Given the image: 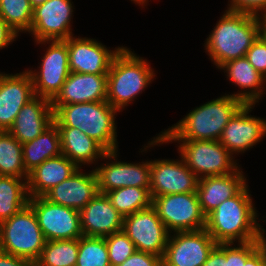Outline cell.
I'll return each instance as SVG.
<instances>
[{
    "instance_id": "cell-22",
    "label": "cell",
    "mask_w": 266,
    "mask_h": 266,
    "mask_svg": "<svg viewBox=\"0 0 266 266\" xmlns=\"http://www.w3.org/2000/svg\"><path fill=\"white\" fill-rule=\"evenodd\" d=\"M54 121V111L49 99L34 96L16 116L8 130L20 143L32 141Z\"/></svg>"
},
{
    "instance_id": "cell-14",
    "label": "cell",
    "mask_w": 266,
    "mask_h": 266,
    "mask_svg": "<svg viewBox=\"0 0 266 266\" xmlns=\"http://www.w3.org/2000/svg\"><path fill=\"white\" fill-rule=\"evenodd\" d=\"M71 0H47L33 9L29 34L35 42L43 40H66L73 36L70 28L74 5Z\"/></svg>"
},
{
    "instance_id": "cell-20",
    "label": "cell",
    "mask_w": 266,
    "mask_h": 266,
    "mask_svg": "<svg viewBox=\"0 0 266 266\" xmlns=\"http://www.w3.org/2000/svg\"><path fill=\"white\" fill-rule=\"evenodd\" d=\"M107 99V74L70 72L61 91L51 101L55 111L60 105L101 102Z\"/></svg>"
},
{
    "instance_id": "cell-26",
    "label": "cell",
    "mask_w": 266,
    "mask_h": 266,
    "mask_svg": "<svg viewBox=\"0 0 266 266\" xmlns=\"http://www.w3.org/2000/svg\"><path fill=\"white\" fill-rule=\"evenodd\" d=\"M60 134L62 154L78 168L92 165L102 159L107 151L94 139L76 127H57Z\"/></svg>"
},
{
    "instance_id": "cell-27",
    "label": "cell",
    "mask_w": 266,
    "mask_h": 266,
    "mask_svg": "<svg viewBox=\"0 0 266 266\" xmlns=\"http://www.w3.org/2000/svg\"><path fill=\"white\" fill-rule=\"evenodd\" d=\"M22 154L23 164L28 173L45 160L61 155L60 134L57 125L53 122L35 139L22 144Z\"/></svg>"
},
{
    "instance_id": "cell-16",
    "label": "cell",
    "mask_w": 266,
    "mask_h": 266,
    "mask_svg": "<svg viewBox=\"0 0 266 266\" xmlns=\"http://www.w3.org/2000/svg\"><path fill=\"white\" fill-rule=\"evenodd\" d=\"M68 49L70 72L85 74H108L114 56L123 47L109 50L101 42L88 37H69Z\"/></svg>"
},
{
    "instance_id": "cell-19",
    "label": "cell",
    "mask_w": 266,
    "mask_h": 266,
    "mask_svg": "<svg viewBox=\"0 0 266 266\" xmlns=\"http://www.w3.org/2000/svg\"><path fill=\"white\" fill-rule=\"evenodd\" d=\"M83 236L106 237L122 231L123 216L106 194L99 193L79 211Z\"/></svg>"
},
{
    "instance_id": "cell-31",
    "label": "cell",
    "mask_w": 266,
    "mask_h": 266,
    "mask_svg": "<svg viewBox=\"0 0 266 266\" xmlns=\"http://www.w3.org/2000/svg\"><path fill=\"white\" fill-rule=\"evenodd\" d=\"M106 195L123 217L152 205L150 189L127 186L111 190Z\"/></svg>"
},
{
    "instance_id": "cell-37",
    "label": "cell",
    "mask_w": 266,
    "mask_h": 266,
    "mask_svg": "<svg viewBox=\"0 0 266 266\" xmlns=\"http://www.w3.org/2000/svg\"><path fill=\"white\" fill-rule=\"evenodd\" d=\"M229 3L227 7L229 11L247 13L258 17L266 16V0H229Z\"/></svg>"
},
{
    "instance_id": "cell-36",
    "label": "cell",
    "mask_w": 266,
    "mask_h": 266,
    "mask_svg": "<svg viewBox=\"0 0 266 266\" xmlns=\"http://www.w3.org/2000/svg\"><path fill=\"white\" fill-rule=\"evenodd\" d=\"M247 60L266 79V38L261 33L246 52Z\"/></svg>"
},
{
    "instance_id": "cell-1",
    "label": "cell",
    "mask_w": 266,
    "mask_h": 266,
    "mask_svg": "<svg viewBox=\"0 0 266 266\" xmlns=\"http://www.w3.org/2000/svg\"><path fill=\"white\" fill-rule=\"evenodd\" d=\"M244 103L231 94H226L194 108L179 122L148 141L143 152L155 145L174 141L214 140L219 141L225 126ZM147 147V148H146Z\"/></svg>"
},
{
    "instance_id": "cell-21",
    "label": "cell",
    "mask_w": 266,
    "mask_h": 266,
    "mask_svg": "<svg viewBox=\"0 0 266 266\" xmlns=\"http://www.w3.org/2000/svg\"><path fill=\"white\" fill-rule=\"evenodd\" d=\"M81 169L51 188L44 197L54 204L81 211L99 192L95 170L83 173Z\"/></svg>"
},
{
    "instance_id": "cell-44",
    "label": "cell",
    "mask_w": 266,
    "mask_h": 266,
    "mask_svg": "<svg viewBox=\"0 0 266 266\" xmlns=\"http://www.w3.org/2000/svg\"><path fill=\"white\" fill-rule=\"evenodd\" d=\"M45 1L47 0H30V4L32 6V8H36L37 6L42 5Z\"/></svg>"
},
{
    "instance_id": "cell-28",
    "label": "cell",
    "mask_w": 266,
    "mask_h": 266,
    "mask_svg": "<svg viewBox=\"0 0 266 266\" xmlns=\"http://www.w3.org/2000/svg\"><path fill=\"white\" fill-rule=\"evenodd\" d=\"M28 201L27 179L0 176V223L23 209Z\"/></svg>"
},
{
    "instance_id": "cell-43",
    "label": "cell",
    "mask_w": 266,
    "mask_h": 266,
    "mask_svg": "<svg viewBox=\"0 0 266 266\" xmlns=\"http://www.w3.org/2000/svg\"><path fill=\"white\" fill-rule=\"evenodd\" d=\"M264 260L261 253L256 249L246 260L244 266H263Z\"/></svg>"
},
{
    "instance_id": "cell-38",
    "label": "cell",
    "mask_w": 266,
    "mask_h": 266,
    "mask_svg": "<svg viewBox=\"0 0 266 266\" xmlns=\"http://www.w3.org/2000/svg\"><path fill=\"white\" fill-rule=\"evenodd\" d=\"M118 266H163V264L162 257L137 250L124 263Z\"/></svg>"
},
{
    "instance_id": "cell-3",
    "label": "cell",
    "mask_w": 266,
    "mask_h": 266,
    "mask_svg": "<svg viewBox=\"0 0 266 266\" xmlns=\"http://www.w3.org/2000/svg\"><path fill=\"white\" fill-rule=\"evenodd\" d=\"M248 184L206 216L205 229L219 243H245L255 240L258 211Z\"/></svg>"
},
{
    "instance_id": "cell-15",
    "label": "cell",
    "mask_w": 266,
    "mask_h": 266,
    "mask_svg": "<svg viewBox=\"0 0 266 266\" xmlns=\"http://www.w3.org/2000/svg\"><path fill=\"white\" fill-rule=\"evenodd\" d=\"M151 160V197L196 192L199 178L186 165L184 159Z\"/></svg>"
},
{
    "instance_id": "cell-7",
    "label": "cell",
    "mask_w": 266,
    "mask_h": 266,
    "mask_svg": "<svg viewBox=\"0 0 266 266\" xmlns=\"http://www.w3.org/2000/svg\"><path fill=\"white\" fill-rule=\"evenodd\" d=\"M179 143L178 153L186 165L199 178L228 175L240 165L234 156L219 141L193 140L175 141Z\"/></svg>"
},
{
    "instance_id": "cell-10",
    "label": "cell",
    "mask_w": 266,
    "mask_h": 266,
    "mask_svg": "<svg viewBox=\"0 0 266 266\" xmlns=\"http://www.w3.org/2000/svg\"><path fill=\"white\" fill-rule=\"evenodd\" d=\"M40 229L47 241L79 239L83 236L78 210L54 204L44 196L29 197Z\"/></svg>"
},
{
    "instance_id": "cell-40",
    "label": "cell",
    "mask_w": 266,
    "mask_h": 266,
    "mask_svg": "<svg viewBox=\"0 0 266 266\" xmlns=\"http://www.w3.org/2000/svg\"><path fill=\"white\" fill-rule=\"evenodd\" d=\"M19 35L0 17V50L8 47Z\"/></svg>"
},
{
    "instance_id": "cell-17",
    "label": "cell",
    "mask_w": 266,
    "mask_h": 266,
    "mask_svg": "<svg viewBox=\"0 0 266 266\" xmlns=\"http://www.w3.org/2000/svg\"><path fill=\"white\" fill-rule=\"evenodd\" d=\"M255 104H244L225 126L219 142L233 155L244 153L266 136V120L249 115Z\"/></svg>"
},
{
    "instance_id": "cell-18",
    "label": "cell",
    "mask_w": 266,
    "mask_h": 266,
    "mask_svg": "<svg viewBox=\"0 0 266 266\" xmlns=\"http://www.w3.org/2000/svg\"><path fill=\"white\" fill-rule=\"evenodd\" d=\"M35 96L30 73H0V131H8L21 108Z\"/></svg>"
},
{
    "instance_id": "cell-5",
    "label": "cell",
    "mask_w": 266,
    "mask_h": 266,
    "mask_svg": "<svg viewBox=\"0 0 266 266\" xmlns=\"http://www.w3.org/2000/svg\"><path fill=\"white\" fill-rule=\"evenodd\" d=\"M154 72L146 59L122 47L107 74L106 101L119 112L123 111L154 80Z\"/></svg>"
},
{
    "instance_id": "cell-8",
    "label": "cell",
    "mask_w": 266,
    "mask_h": 266,
    "mask_svg": "<svg viewBox=\"0 0 266 266\" xmlns=\"http://www.w3.org/2000/svg\"><path fill=\"white\" fill-rule=\"evenodd\" d=\"M152 206L169 233L205 229L206 216L196 192L156 196Z\"/></svg>"
},
{
    "instance_id": "cell-46",
    "label": "cell",
    "mask_w": 266,
    "mask_h": 266,
    "mask_svg": "<svg viewBox=\"0 0 266 266\" xmlns=\"http://www.w3.org/2000/svg\"><path fill=\"white\" fill-rule=\"evenodd\" d=\"M131 1L138 4L139 6L141 5L142 8L144 7L143 5H145L146 2H149L148 0H131Z\"/></svg>"
},
{
    "instance_id": "cell-42",
    "label": "cell",
    "mask_w": 266,
    "mask_h": 266,
    "mask_svg": "<svg viewBox=\"0 0 266 266\" xmlns=\"http://www.w3.org/2000/svg\"><path fill=\"white\" fill-rule=\"evenodd\" d=\"M265 229L263 226L259 223L257 228V233L255 235V243L257 250L261 253L263 260H266V234Z\"/></svg>"
},
{
    "instance_id": "cell-33",
    "label": "cell",
    "mask_w": 266,
    "mask_h": 266,
    "mask_svg": "<svg viewBox=\"0 0 266 266\" xmlns=\"http://www.w3.org/2000/svg\"><path fill=\"white\" fill-rule=\"evenodd\" d=\"M76 266H110L105 238L80 237Z\"/></svg>"
},
{
    "instance_id": "cell-13",
    "label": "cell",
    "mask_w": 266,
    "mask_h": 266,
    "mask_svg": "<svg viewBox=\"0 0 266 266\" xmlns=\"http://www.w3.org/2000/svg\"><path fill=\"white\" fill-rule=\"evenodd\" d=\"M217 243L206 229L169 234L163 266H202Z\"/></svg>"
},
{
    "instance_id": "cell-2",
    "label": "cell",
    "mask_w": 266,
    "mask_h": 266,
    "mask_svg": "<svg viewBox=\"0 0 266 266\" xmlns=\"http://www.w3.org/2000/svg\"><path fill=\"white\" fill-rule=\"evenodd\" d=\"M262 33V18L225 10L204 43L211 62L219 68L228 61L246 56Z\"/></svg>"
},
{
    "instance_id": "cell-12",
    "label": "cell",
    "mask_w": 266,
    "mask_h": 266,
    "mask_svg": "<svg viewBox=\"0 0 266 266\" xmlns=\"http://www.w3.org/2000/svg\"><path fill=\"white\" fill-rule=\"evenodd\" d=\"M118 150L107 152L102 159L105 161L95 167V173L98 179L99 193L106 194L111 190L122 187H139L150 189V170L151 161H142L141 163H127L118 161ZM114 160V161H112Z\"/></svg>"
},
{
    "instance_id": "cell-24",
    "label": "cell",
    "mask_w": 266,
    "mask_h": 266,
    "mask_svg": "<svg viewBox=\"0 0 266 266\" xmlns=\"http://www.w3.org/2000/svg\"><path fill=\"white\" fill-rule=\"evenodd\" d=\"M218 69L227 73V79L241 88L232 94L244 104H257L266 91V79L250 64L246 57H241L222 64ZM243 89V91H242ZM246 89V90H245Z\"/></svg>"
},
{
    "instance_id": "cell-25",
    "label": "cell",
    "mask_w": 266,
    "mask_h": 266,
    "mask_svg": "<svg viewBox=\"0 0 266 266\" xmlns=\"http://www.w3.org/2000/svg\"><path fill=\"white\" fill-rule=\"evenodd\" d=\"M78 167L65 155L45 160L28 174L29 197L44 196L51 188L68 179Z\"/></svg>"
},
{
    "instance_id": "cell-6",
    "label": "cell",
    "mask_w": 266,
    "mask_h": 266,
    "mask_svg": "<svg viewBox=\"0 0 266 266\" xmlns=\"http://www.w3.org/2000/svg\"><path fill=\"white\" fill-rule=\"evenodd\" d=\"M33 208L27 204L0 223V251L36 262L46 244Z\"/></svg>"
},
{
    "instance_id": "cell-32",
    "label": "cell",
    "mask_w": 266,
    "mask_h": 266,
    "mask_svg": "<svg viewBox=\"0 0 266 266\" xmlns=\"http://www.w3.org/2000/svg\"><path fill=\"white\" fill-rule=\"evenodd\" d=\"M0 17L18 35L29 33L33 19L30 0H0Z\"/></svg>"
},
{
    "instance_id": "cell-34",
    "label": "cell",
    "mask_w": 266,
    "mask_h": 266,
    "mask_svg": "<svg viewBox=\"0 0 266 266\" xmlns=\"http://www.w3.org/2000/svg\"><path fill=\"white\" fill-rule=\"evenodd\" d=\"M104 238L108 247L110 266H118L124 263L135 251H137L135 245L123 230Z\"/></svg>"
},
{
    "instance_id": "cell-35",
    "label": "cell",
    "mask_w": 266,
    "mask_h": 266,
    "mask_svg": "<svg viewBox=\"0 0 266 266\" xmlns=\"http://www.w3.org/2000/svg\"><path fill=\"white\" fill-rule=\"evenodd\" d=\"M235 245V243H226L227 266H244L247 258L257 249L256 243L249 241L238 243L237 247Z\"/></svg>"
},
{
    "instance_id": "cell-30",
    "label": "cell",
    "mask_w": 266,
    "mask_h": 266,
    "mask_svg": "<svg viewBox=\"0 0 266 266\" xmlns=\"http://www.w3.org/2000/svg\"><path fill=\"white\" fill-rule=\"evenodd\" d=\"M79 239L46 241L35 266H76Z\"/></svg>"
},
{
    "instance_id": "cell-29",
    "label": "cell",
    "mask_w": 266,
    "mask_h": 266,
    "mask_svg": "<svg viewBox=\"0 0 266 266\" xmlns=\"http://www.w3.org/2000/svg\"><path fill=\"white\" fill-rule=\"evenodd\" d=\"M22 155V143L9 131H0V176L28 179Z\"/></svg>"
},
{
    "instance_id": "cell-11",
    "label": "cell",
    "mask_w": 266,
    "mask_h": 266,
    "mask_svg": "<svg viewBox=\"0 0 266 266\" xmlns=\"http://www.w3.org/2000/svg\"><path fill=\"white\" fill-rule=\"evenodd\" d=\"M122 230L133 242L136 250L163 258L170 233L152 205L125 216Z\"/></svg>"
},
{
    "instance_id": "cell-45",
    "label": "cell",
    "mask_w": 266,
    "mask_h": 266,
    "mask_svg": "<svg viewBox=\"0 0 266 266\" xmlns=\"http://www.w3.org/2000/svg\"><path fill=\"white\" fill-rule=\"evenodd\" d=\"M262 18V34L266 38V16L261 17Z\"/></svg>"
},
{
    "instance_id": "cell-41",
    "label": "cell",
    "mask_w": 266,
    "mask_h": 266,
    "mask_svg": "<svg viewBox=\"0 0 266 266\" xmlns=\"http://www.w3.org/2000/svg\"><path fill=\"white\" fill-rule=\"evenodd\" d=\"M0 266H35V263L0 251Z\"/></svg>"
},
{
    "instance_id": "cell-9",
    "label": "cell",
    "mask_w": 266,
    "mask_h": 266,
    "mask_svg": "<svg viewBox=\"0 0 266 266\" xmlns=\"http://www.w3.org/2000/svg\"><path fill=\"white\" fill-rule=\"evenodd\" d=\"M50 44L38 70H28L33 81L34 94L52 101L61 91L70 74L68 49L65 40H43L37 44ZM38 71V72H37Z\"/></svg>"
},
{
    "instance_id": "cell-4",
    "label": "cell",
    "mask_w": 266,
    "mask_h": 266,
    "mask_svg": "<svg viewBox=\"0 0 266 266\" xmlns=\"http://www.w3.org/2000/svg\"><path fill=\"white\" fill-rule=\"evenodd\" d=\"M117 109L107 101L60 105L54 111L57 127H76L97 141L107 152L118 150Z\"/></svg>"
},
{
    "instance_id": "cell-23",
    "label": "cell",
    "mask_w": 266,
    "mask_h": 266,
    "mask_svg": "<svg viewBox=\"0 0 266 266\" xmlns=\"http://www.w3.org/2000/svg\"><path fill=\"white\" fill-rule=\"evenodd\" d=\"M242 169L228 175L210 176L199 179L197 196L205 216L223 201L235 196L247 183Z\"/></svg>"
},
{
    "instance_id": "cell-39",
    "label": "cell",
    "mask_w": 266,
    "mask_h": 266,
    "mask_svg": "<svg viewBox=\"0 0 266 266\" xmlns=\"http://www.w3.org/2000/svg\"><path fill=\"white\" fill-rule=\"evenodd\" d=\"M202 266H227L226 243L217 244L209 253L206 262Z\"/></svg>"
}]
</instances>
